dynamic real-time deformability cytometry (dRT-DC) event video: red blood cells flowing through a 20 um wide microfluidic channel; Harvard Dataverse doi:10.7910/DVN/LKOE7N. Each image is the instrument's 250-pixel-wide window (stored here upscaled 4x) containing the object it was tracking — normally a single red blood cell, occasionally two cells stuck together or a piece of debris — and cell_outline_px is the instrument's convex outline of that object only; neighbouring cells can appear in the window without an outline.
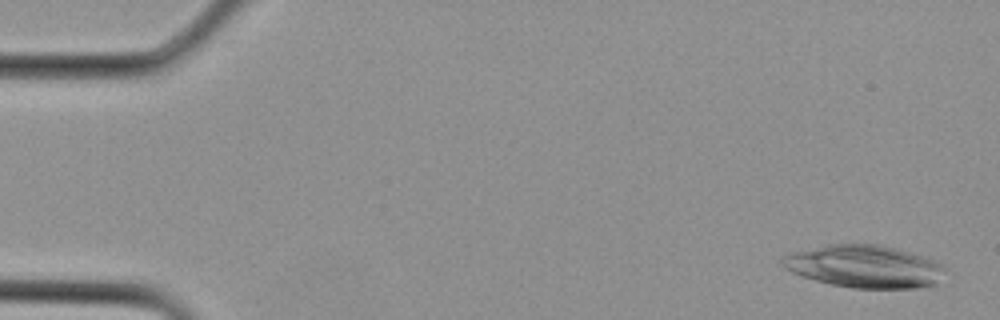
{"species": "Egyptian fruit bat (a non-hibernating species)", "species_latin": "Rousettus aegyptiacus", "temperature_condition": "cold", "stored_images_in_passage": 18, "camera_frame_rate_fps": 3000, "um_per_image_px": 0.085, "animal": {"sex": "female"}, "frame": {"image": 1, "passage_image": 1, "time_ms": 0.0, "image_size_px": [1000, 320], "cell_outline_px": [[944, 272], [936, 284], [916, 288], [852, 288], [832, 284], [816, 280], [792, 272], [784, 268], [780, 264], [780, 260], [784, 256], [792, 252], [824, 244], [880, 244], [896, 248], [936, 260], [944, 268]], "centroid_in_image_um": [73.45, 22.63], "position_along_channel_um": 11.5, "area_um2": 40.34}}
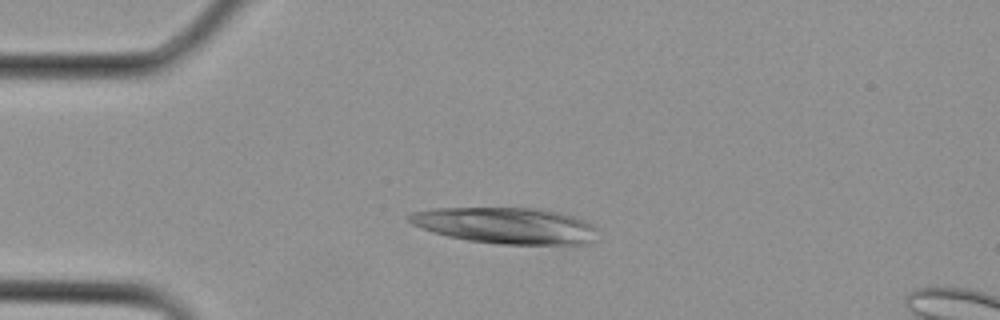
{"frame": {"image": 2, "passage_image": 7, "time_ms": 2.0, "image_size_px": [1000, 320], "cell_outline_px": [[596, 240], [584, 244], [500, 244], [468, 240], [448, 236], [432, 232], [412, 224], [408, 220], [408, 216], [412, 212], [432, 208], [540, 208], [560, 212], [584, 220], [592, 224], [596, 228]], "centroid_in_image_um": [43.01, 19.17], "position_along_channel_um": 42.0, "area_um2": 39.82}}